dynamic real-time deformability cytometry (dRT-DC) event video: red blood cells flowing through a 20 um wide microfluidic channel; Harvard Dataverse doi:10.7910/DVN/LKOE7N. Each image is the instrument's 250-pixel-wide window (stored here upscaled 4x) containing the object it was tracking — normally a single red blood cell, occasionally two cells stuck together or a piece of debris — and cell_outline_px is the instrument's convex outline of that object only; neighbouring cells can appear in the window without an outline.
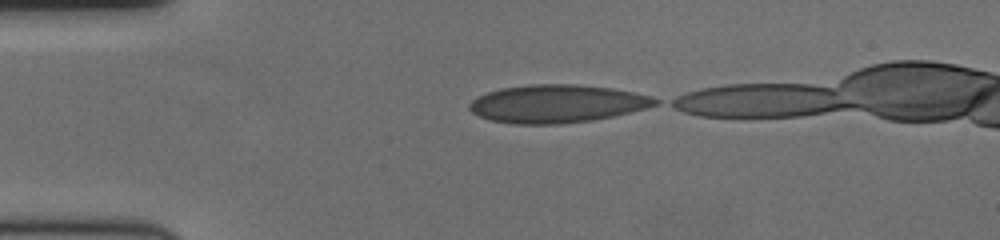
{"species": "human", "species_latin": "Homo sapiens", "temperature_condition": "cold", "stored_images_in_passage": 39, "camera_frame_rate_fps": 3000, "um_per_image_px": 0.085, "donor": {"sex": "female"}, "frame": {"image": 1, "passage_image": 1, "time_ms": 0.0, "image_size_px": [1000, 240], "cell_outline_px": [[660, 104], [648, 108], [612, 116], [592, 120], [560, 124], [516, 124], [488, 120], [472, 112], [468, 108], [468, 104], [476, 96], [500, 88], [528, 84], [580, 84], [612, 88], [652, 96], [660, 100]], "centroid_in_image_um": [47.34, 8.81], "position_along_channel_um": 37.7, "area_um2": 41.44}}
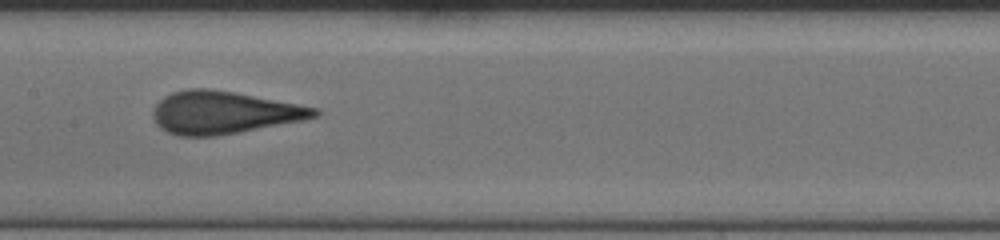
{"frame": {"image": 2, "passage_image": 17, "time_ms": 5.333, "image_size_px": [1000, 240], "cell_outline_px": [[320, 112], [316, 116], [304, 120], [240, 132], [216, 136], [180, 136], [168, 132], [160, 128], [156, 124], [152, 116], [152, 108], [164, 96], [172, 92], [188, 88], [208, 88], [236, 92], [320, 108]], "centroid_in_image_um": [19.0, 9.56], "position_along_channel_um": 188.4, "area_um2": 40.34}}
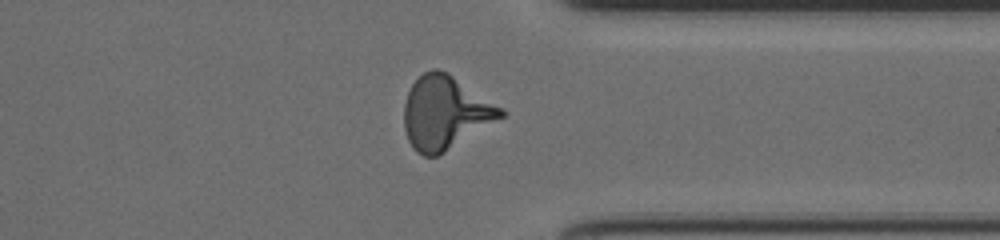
{"frame": {"image": 3, "passage_image": 33, "time_ms": 10.667, "image_size_px": [1000, 240], "cell_outline_px": [[504, 116], [444, 152], [436, 156], [424, 156], [416, 152], [412, 148], [408, 140], [404, 128], [404, 104], [408, 92], [412, 84], [424, 72], [432, 68], [436, 68], [448, 72], [504, 108]], "centroid_in_image_um": [37.83, 9.56], "position_along_channel_um": 373.6, "area_um2": 41.15}, "authors_computed_cell_mechanics": {"area_um2": 39.3618, "velocity_mm_per_s": 3.541, "shape_relaxation_time_tau1_ms": 6.8956, "shape_relaxation_time_tau2_ms": 0.7697, "deformation_change_tau1": 0.1882, "deformation_change_tau2": 0.0488}}